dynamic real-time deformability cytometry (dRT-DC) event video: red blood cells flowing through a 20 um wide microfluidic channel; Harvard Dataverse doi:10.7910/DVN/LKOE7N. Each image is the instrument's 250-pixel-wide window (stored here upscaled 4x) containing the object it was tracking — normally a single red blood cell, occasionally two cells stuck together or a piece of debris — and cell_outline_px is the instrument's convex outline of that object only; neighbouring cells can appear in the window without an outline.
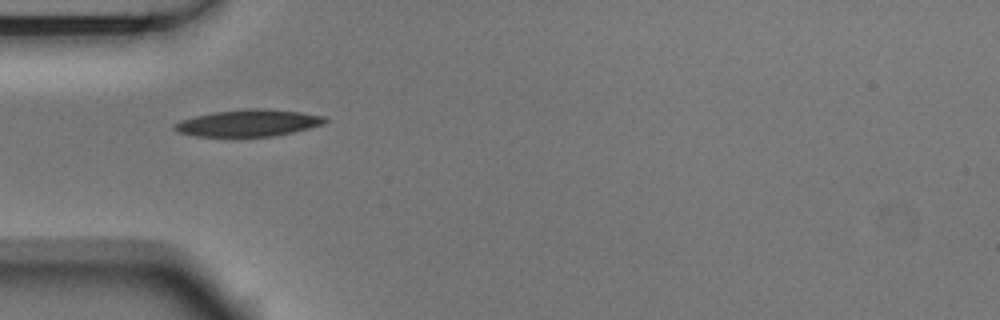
{"species": "Egyptian fruit bat (a non-hibernating species)", "species_latin": "Rousettus aegyptiacus", "temperature_condition": "room temperature", "stored_images_in_passage": 6, "camera_frame_rate_fps": 3000, "um_per_image_px": 0.085, "animal": {"sex": "male"}, "frame": {"image": 1, "passage_image": 5, "time_ms": 1.333, "image_size_px": [1000, 320], "cell_outline_px": [[328, 120], [324, 124], [276, 136], [192, 136], [180, 132], [172, 128], [172, 124], [180, 120], [196, 116], [216, 112], [248, 108], [260, 108], [300, 112], [328, 116]], "centroid_in_image_um": [21.13, 10.45], "position_along_channel_um": 63.9, "area_um2": 23.47}}
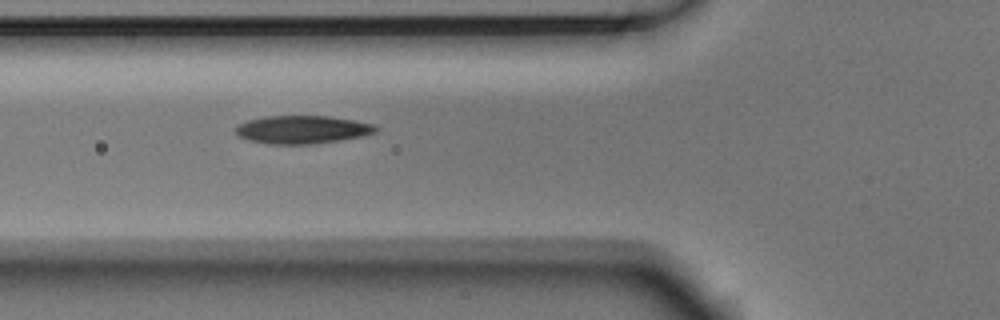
{"frame": {"image": 2, "passage_image": 6, "time_ms": 1.667, "image_size_px": [1000, 320], "cell_outline_px": [[380, 128], [376, 132], [364, 136], [340, 140], [312, 144], [264, 144], [248, 140], [236, 136], [236, 128], [240, 124], [248, 120], [264, 116], [328, 116], [352, 120], [372, 124]], "centroid_in_image_um": [25.68, 11.02], "position_along_channel_um": 100.1, "area_um2": 23.0}}